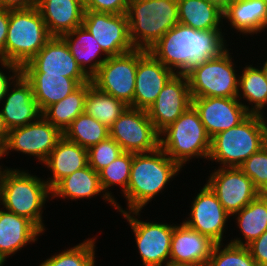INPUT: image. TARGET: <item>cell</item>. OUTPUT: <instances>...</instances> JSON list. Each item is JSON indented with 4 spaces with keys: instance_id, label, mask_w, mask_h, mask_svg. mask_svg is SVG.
Segmentation results:
<instances>
[{
    "instance_id": "obj_20",
    "label": "cell",
    "mask_w": 267,
    "mask_h": 266,
    "mask_svg": "<svg viewBox=\"0 0 267 266\" xmlns=\"http://www.w3.org/2000/svg\"><path fill=\"white\" fill-rule=\"evenodd\" d=\"M0 112L9 130L35 122L42 116L32 86L21 73L8 86Z\"/></svg>"
},
{
    "instance_id": "obj_18",
    "label": "cell",
    "mask_w": 267,
    "mask_h": 266,
    "mask_svg": "<svg viewBox=\"0 0 267 266\" xmlns=\"http://www.w3.org/2000/svg\"><path fill=\"white\" fill-rule=\"evenodd\" d=\"M174 75L148 50L138 49L133 108L147 111Z\"/></svg>"
},
{
    "instance_id": "obj_8",
    "label": "cell",
    "mask_w": 267,
    "mask_h": 266,
    "mask_svg": "<svg viewBox=\"0 0 267 266\" xmlns=\"http://www.w3.org/2000/svg\"><path fill=\"white\" fill-rule=\"evenodd\" d=\"M232 51L228 47L219 56L200 62L186 73L192 98L237 97L241 66Z\"/></svg>"
},
{
    "instance_id": "obj_25",
    "label": "cell",
    "mask_w": 267,
    "mask_h": 266,
    "mask_svg": "<svg viewBox=\"0 0 267 266\" xmlns=\"http://www.w3.org/2000/svg\"><path fill=\"white\" fill-rule=\"evenodd\" d=\"M37 8L51 36H62L82 26L84 3L81 0H38Z\"/></svg>"
},
{
    "instance_id": "obj_47",
    "label": "cell",
    "mask_w": 267,
    "mask_h": 266,
    "mask_svg": "<svg viewBox=\"0 0 267 266\" xmlns=\"http://www.w3.org/2000/svg\"><path fill=\"white\" fill-rule=\"evenodd\" d=\"M0 162H1L0 163V198H1V190H2L3 178H4V175H5V173H6V171L8 170L9 167L5 166L4 163L2 164L3 158L1 156H0Z\"/></svg>"
},
{
    "instance_id": "obj_46",
    "label": "cell",
    "mask_w": 267,
    "mask_h": 266,
    "mask_svg": "<svg viewBox=\"0 0 267 266\" xmlns=\"http://www.w3.org/2000/svg\"><path fill=\"white\" fill-rule=\"evenodd\" d=\"M258 117L260 119L262 130H263V143L264 147H267V112L265 110L259 112Z\"/></svg>"
},
{
    "instance_id": "obj_40",
    "label": "cell",
    "mask_w": 267,
    "mask_h": 266,
    "mask_svg": "<svg viewBox=\"0 0 267 266\" xmlns=\"http://www.w3.org/2000/svg\"><path fill=\"white\" fill-rule=\"evenodd\" d=\"M130 0H88L85 10L99 13L123 14L127 12Z\"/></svg>"
},
{
    "instance_id": "obj_28",
    "label": "cell",
    "mask_w": 267,
    "mask_h": 266,
    "mask_svg": "<svg viewBox=\"0 0 267 266\" xmlns=\"http://www.w3.org/2000/svg\"><path fill=\"white\" fill-rule=\"evenodd\" d=\"M61 37L80 68L91 79L108 58L101 46L83 25Z\"/></svg>"
},
{
    "instance_id": "obj_32",
    "label": "cell",
    "mask_w": 267,
    "mask_h": 266,
    "mask_svg": "<svg viewBox=\"0 0 267 266\" xmlns=\"http://www.w3.org/2000/svg\"><path fill=\"white\" fill-rule=\"evenodd\" d=\"M88 90L89 82L82 84L77 90L61 101L48 106L42 112V116L64 133L72 121L84 113V102Z\"/></svg>"
},
{
    "instance_id": "obj_35",
    "label": "cell",
    "mask_w": 267,
    "mask_h": 266,
    "mask_svg": "<svg viewBox=\"0 0 267 266\" xmlns=\"http://www.w3.org/2000/svg\"><path fill=\"white\" fill-rule=\"evenodd\" d=\"M63 136L88 150L109 137V128L94 117L82 113L72 121Z\"/></svg>"
},
{
    "instance_id": "obj_6",
    "label": "cell",
    "mask_w": 267,
    "mask_h": 266,
    "mask_svg": "<svg viewBox=\"0 0 267 266\" xmlns=\"http://www.w3.org/2000/svg\"><path fill=\"white\" fill-rule=\"evenodd\" d=\"M51 37L37 6L9 10L5 62L17 64L21 68L45 46Z\"/></svg>"
},
{
    "instance_id": "obj_12",
    "label": "cell",
    "mask_w": 267,
    "mask_h": 266,
    "mask_svg": "<svg viewBox=\"0 0 267 266\" xmlns=\"http://www.w3.org/2000/svg\"><path fill=\"white\" fill-rule=\"evenodd\" d=\"M159 132L149 119L148 112L128 106L109 128L123 152L148 153L160 147Z\"/></svg>"
},
{
    "instance_id": "obj_22",
    "label": "cell",
    "mask_w": 267,
    "mask_h": 266,
    "mask_svg": "<svg viewBox=\"0 0 267 266\" xmlns=\"http://www.w3.org/2000/svg\"><path fill=\"white\" fill-rule=\"evenodd\" d=\"M215 242L189 228L176 223L170 246V262L207 266Z\"/></svg>"
},
{
    "instance_id": "obj_2",
    "label": "cell",
    "mask_w": 267,
    "mask_h": 266,
    "mask_svg": "<svg viewBox=\"0 0 267 266\" xmlns=\"http://www.w3.org/2000/svg\"><path fill=\"white\" fill-rule=\"evenodd\" d=\"M183 168L159 147L148 153H133L130 179L126 192L121 196L126 208L120 213L143 210L163 192ZM170 183V184H169Z\"/></svg>"
},
{
    "instance_id": "obj_15",
    "label": "cell",
    "mask_w": 267,
    "mask_h": 266,
    "mask_svg": "<svg viewBox=\"0 0 267 266\" xmlns=\"http://www.w3.org/2000/svg\"><path fill=\"white\" fill-rule=\"evenodd\" d=\"M82 25L93 35L108 57L134 49L126 13L110 14L85 10Z\"/></svg>"
},
{
    "instance_id": "obj_27",
    "label": "cell",
    "mask_w": 267,
    "mask_h": 266,
    "mask_svg": "<svg viewBox=\"0 0 267 266\" xmlns=\"http://www.w3.org/2000/svg\"><path fill=\"white\" fill-rule=\"evenodd\" d=\"M31 84L34 99L43 112L48 106L64 99L77 90L82 84L91 80H74L62 75L46 74V72H20Z\"/></svg>"
},
{
    "instance_id": "obj_34",
    "label": "cell",
    "mask_w": 267,
    "mask_h": 266,
    "mask_svg": "<svg viewBox=\"0 0 267 266\" xmlns=\"http://www.w3.org/2000/svg\"><path fill=\"white\" fill-rule=\"evenodd\" d=\"M133 160V153L123 152L108 166L98 172L100 185L106 196L114 203L115 211L120 212V208L123 206L117 202L116 196L111 190L116 187H120V193L123 195L128 187L130 179V172Z\"/></svg>"
},
{
    "instance_id": "obj_11",
    "label": "cell",
    "mask_w": 267,
    "mask_h": 266,
    "mask_svg": "<svg viewBox=\"0 0 267 266\" xmlns=\"http://www.w3.org/2000/svg\"><path fill=\"white\" fill-rule=\"evenodd\" d=\"M199 185L201 187L199 192L197 194L195 192V197L190 200V212L182 222L215 243L228 242L230 238L227 239L225 234L228 231V222L231 223V215L223 208L216 194L206 183Z\"/></svg>"
},
{
    "instance_id": "obj_23",
    "label": "cell",
    "mask_w": 267,
    "mask_h": 266,
    "mask_svg": "<svg viewBox=\"0 0 267 266\" xmlns=\"http://www.w3.org/2000/svg\"><path fill=\"white\" fill-rule=\"evenodd\" d=\"M44 233L28 218L0 206V254L7 261L26 246L38 243Z\"/></svg>"
},
{
    "instance_id": "obj_13",
    "label": "cell",
    "mask_w": 267,
    "mask_h": 266,
    "mask_svg": "<svg viewBox=\"0 0 267 266\" xmlns=\"http://www.w3.org/2000/svg\"><path fill=\"white\" fill-rule=\"evenodd\" d=\"M137 64L136 48L121 55L108 57L91 78L92 85L133 107Z\"/></svg>"
},
{
    "instance_id": "obj_17",
    "label": "cell",
    "mask_w": 267,
    "mask_h": 266,
    "mask_svg": "<svg viewBox=\"0 0 267 266\" xmlns=\"http://www.w3.org/2000/svg\"><path fill=\"white\" fill-rule=\"evenodd\" d=\"M20 72H46L74 80H91L80 68L65 40L60 36H52L45 46L20 68Z\"/></svg>"
},
{
    "instance_id": "obj_42",
    "label": "cell",
    "mask_w": 267,
    "mask_h": 266,
    "mask_svg": "<svg viewBox=\"0 0 267 266\" xmlns=\"http://www.w3.org/2000/svg\"><path fill=\"white\" fill-rule=\"evenodd\" d=\"M247 248L258 266H267V231L247 245Z\"/></svg>"
},
{
    "instance_id": "obj_24",
    "label": "cell",
    "mask_w": 267,
    "mask_h": 266,
    "mask_svg": "<svg viewBox=\"0 0 267 266\" xmlns=\"http://www.w3.org/2000/svg\"><path fill=\"white\" fill-rule=\"evenodd\" d=\"M97 196L115 209L114 203L101 188L98 172L89 165L63 178L51 189V201L53 203V199L57 198L63 201L70 200L78 203L77 201L79 200L84 201L85 199L90 201L92 198L96 199Z\"/></svg>"
},
{
    "instance_id": "obj_31",
    "label": "cell",
    "mask_w": 267,
    "mask_h": 266,
    "mask_svg": "<svg viewBox=\"0 0 267 266\" xmlns=\"http://www.w3.org/2000/svg\"><path fill=\"white\" fill-rule=\"evenodd\" d=\"M247 63L240 68L237 98L250 114H258L267 111V80L258 65Z\"/></svg>"
},
{
    "instance_id": "obj_19",
    "label": "cell",
    "mask_w": 267,
    "mask_h": 266,
    "mask_svg": "<svg viewBox=\"0 0 267 266\" xmlns=\"http://www.w3.org/2000/svg\"><path fill=\"white\" fill-rule=\"evenodd\" d=\"M192 105L210 138L238 125L250 114L237 97L192 98Z\"/></svg>"
},
{
    "instance_id": "obj_44",
    "label": "cell",
    "mask_w": 267,
    "mask_h": 266,
    "mask_svg": "<svg viewBox=\"0 0 267 266\" xmlns=\"http://www.w3.org/2000/svg\"><path fill=\"white\" fill-rule=\"evenodd\" d=\"M38 0H0V8L7 10L28 9L37 6Z\"/></svg>"
},
{
    "instance_id": "obj_14",
    "label": "cell",
    "mask_w": 267,
    "mask_h": 266,
    "mask_svg": "<svg viewBox=\"0 0 267 266\" xmlns=\"http://www.w3.org/2000/svg\"><path fill=\"white\" fill-rule=\"evenodd\" d=\"M209 172L206 184L231 216L261 194L238 167H215Z\"/></svg>"
},
{
    "instance_id": "obj_36",
    "label": "cell",
    "mask_w": 267,
    "mask_h": 266,
    "mask_svg": "<svg viewBox=\"0 0 267 266\" xmlns=\"http://www.w3.org/2000/svg\"><path fill=\"white\" fill-rule=\"evenodd\" d=\"M97 237L98 235L96 237L93 235L92 238L88 237L74 247L69 246L59 253L55 252L37 266H96Z\"/></svg>"
},
{
    "instance_id": "obj_9",
    "label": "cell",
    "mask_w": 267,
    "mask_h": 266,
    "mask_svg": "<svg viewBox=\"0 0 267 266\" xmlns=\"http://www.w3.org/2000/svg\"><path fill=\"white\" fill-rule=\"evenodd\" d=\"M141 213L144 212L136 210L122 212L119 215L126 220L134 234L135 250L139 253L141 266H165L170 262L171 238L176 225L174 223L177 222L168 224L166 220L157 222L151 221L148 217L144 221Z\"/></svg>"
},
{
    "instance_id": "obj_43",
    "label": "cell",
    "mask_w": 267,
    "mask_h": 266,
    "mask_svg": "<svg viewBox=\"0 0 267 266\" xmlns=\"http://www.w3.org/2000/svg\"><path fill=\"white\" fill-rule=\"evenodd\" d=\"M9 27V10L0 8V61H5V42Z\"/></svg>"
},
{
    "instance_id": "obj_48",
    "label": "cell",
    "mask_w": 267,
    "mask_h": 266,
    "mask_svg": "<svg viewBox=\"0 0 267 266\" xmlns=\"http://www.w3.org/2000/svg\"><path fill=\"white\" fill-rule=\"evenodd\" d=\"M264 59L266 60V61H264ZM263 59V63L261 64V63H258L257 62V65H259V67L262 69V71H263V73H264V75H265V78H266V80H267V56H266V58H264Z\"/></svg>"
},
{
    "instance_id": "obj_33",
    "label": "cell",
    "mask_w": 267,
    "mask_h": 266,
    "mask_svg": "<svg viewBox=\"0 0 267 266\" xmlns=\"http://www.w3.org/2000/svg\"><path fill=\"white\" fill-rule=\"evenodd\" d=\"M128 107L123 101L98 90L89 82V90L85 97L84 113L110 128Z\"/></svg>"
},
{
    "instance_id": "obj_50",
    "label": "cell",
    "mask_w": 267,
    "mask_h": 266,
    "mask_svg": "<svg viewBox=\"0 0 267 266\" xmlns=\"http://www.w3.org/2000/svg\"><path fill=\"white\" fill-rule=\"evenodd\" d=\"M165 266H199V265H193V264H182V263H173L169 262Z\"/></svg>"
},
{
    "instance_id": "obj_26",
    "label": "cell",
    "mask_w": 267,
    "mask_h": 266,
    "mask_svg": "<svg viewBox=\"0 0 267 266\" xmlns=\"http://www.w3.org/2000/svg\"><path fill=\"white\" fill-rule=\"evenodd\" d=\"M42 165L51 172L45 181L52 189L60 180L88 165V150L63 136Z\"/></svg>"
},
{
    "instance_id": "obj_39",
    "label": "cell",
    "mask_w": 267,
    "mask_h": 266,
    "mask_svg": "<svg viewBox=\"0 0 267 266\" xmlns=\"http://www.w3.org/2000/svg\"><path fill=\"white\" fill-rule=\"evenodd\" d=\"M121 153L120 145L111 137L99 142L88 149V165L96 172H99L111 162H113Z\"/></svg>"
},
{
    "instance_id": "obj_5",
    "label": "cell",
    "mask_w": 267,
    "mask_h": 266,
    "mask_svg": "<svg viewBox=\"0 0 267 266\" xmlns=\"http://www.w3.org/2000/svg\"><path fill=\"white\" fill-rule=\"evenodd\" d=\"M126 15L136 49L149 50L179 23L177 0H130Z\"/></svg>"
},
{
    "instance_id": "obj_45",
    "label": "cell",
    "mask_w": 267,
    "mask_h": 266,
    "mask_svg": "<svg viewBox=\"0 0 267 266\" xmlns=\"http://www.w3.org/2000/svg\"><path fill=\"white\" fill-rule=\"evenodd\" d=\"M9 135V129L5 124V121L0 112V151L5 146Z\"/></svg>"
},
{
    "instance_id": "obj_7",
    "label": "cell",
    "mask_w": 267,
    "mask_h": 266,
    "mask_svg": "<svg viewBox=\"0 0 267 266\" xmlns=\"http://www.w3.org/2000/svg\"><path fill=\"white\" fill-rule=\"evenodd\" d=\"M264 146L263 130L257 114H249L238 125L211 138L207 162L217 167H239Z\"/></svg>"
},
{
    "instance_id": "obj_30",
    "label": "cell",
    "mask_w": 267,
    "mask_h": 266,
    "mask_svg": "<svg viewBox=\"0 0 267 266\" xmlns=\"http://www.w3.org/2000/svg\"><path fill=\"white\" fill-rule=\"evenodd\" d=\"M179 23L190 26L195 30H223L224 27L223 9L206 0H177Z\"/></svg>"
},
{
    "instance_id": "obj_21",
    "label": "cell",
    "mask_w": 267,
    "mask_h": 266,
    "mask_svg": "<svg viewBox=\"0 0 267 266\" xmlns=\"http://www.w3.org/2000/svg\"><path fill=\"white\" fill-rule=\"evenodd\" d=\"M224 26L230 31L254 38L267 31V6L263 0H230L223 10ZM234 29V31H233ZM258 34V35H257ZM260 34V35H259ZM249 35V36H248Z\"/></svg>"
},
{
    "instance_id": "obj_51",
    "label": "cell",
    "mask_w": 267,
    "mask_h": 266,
    "mask_svg": "<svg viewBox=\"0 0 267 266\" xmlns=\"http://www.w3.org/2000/svg\"><path fill=\"white\" fill-rule=\"evenodd\" d=\"M6 260L0 254V266H4L6 264Z\"/></svg>"
},
{
    "instance_id": "obj_1",
    "label": "cell",
    "mask_w": 267,
    "mask_h": 266,
    "mask_svg": "<svg viewBox=\"0 0 267 266\" xmlns=\"http://www.w3.org/2000/svg\"><path fill=\"white\" fill-rule=\"evenodd\" d=\"M222 30H195L178 23L149 52L175 74H186L193 66L219 56L229 45Z\"/></svg>"
},
{
    "instance_id": "obj_41",
    "label": "cell",
    "mask_w": 267,
    "mask_h": 266,
    "mask_svg": "<svg viewBox=\"0 0 267 266\" xmlns=\"http://www.w3.org/2000/svg\"><path fill=\"white\" fill-rule=\"evenodd\" d=\"M19 74L20 67L17 64L0 61V103L8 86Z\"/></svg>"
},
{
    "instance_id": "obj_16",
    "label": "cell",
    "mask_w": 267,
    "mask_h": 266,
    "mask_svg": "<svg viewBox=\"0 0 267 266\" xmlns=\"http://www.w3.org/2000/svg\"><path fill=\"white\" fill-rule=\"evenodd\" d=\"M192 105V96L186 74H175L147 110L149 119L160 133L174 123Z\"/></svg>"
},
{
    "instance_id": "obj_4",
    "label": "cell",
    "mask_w": 267,
    "mask_h": 266,
    "mask_svg": "<svg viewBox=\"0 0 267 266\" xmlns=\"http://www.w3.org/2000/svg\"><path fill=\"white\" fill-rule=\"evenodd\" d=\"M160 148L184 170L192 160L209 157L211 138L208 136L198 111L191 105L172 124L159 134Z\"/></svg>"
},
{
    "instance_id": "obj_10",
    "label": "cell",
    "mask_w": 267,
    "mask_h": 266,
    "mask_svg": "<svg viewBox=\"0 0 267 266\" xmlns=\"http://www.w3.org/2000/svg\"><path fill=\"white\" fill-rule=\"evenodd\" d=\"M62 137L63 133L41 116L35 122L9 130L0 156L4 159L11 155V152L25 154V157H33L32 160L42 166Z\"/></svg>"
},
{
    "instance_id": "obj_38",
    "label": "cell",
    "mask_w": 267,
    "mask_h": 266,
    "mask_svg": "<svg viewBox=\"0 0 267 266\" xmlns=\"http://www.w3.org/2000/svg\"><path fill=\"white\" fill-rule=\"evenodd\" d=\"M262 194H267V147L253 153L238 167Z\"/></svg>"
},
{
    "instance_id": "obj_3",
    "label": "cell",
    "mask_w": 267,
    "mask_h": 266,
    "mask_svg": "<svg viewBox=\"0 0 267 266\" xmlns=\"http://www.w3.org/2000/svg\"><path fill=\"white\" fill-rule=\"evenodd\" d=\"M26 168L9 167L1 190L0 206L12 213L31 220L44 234L46 228L44 209L51 201V189L45 181Z\"/></svg>"
},
{
    "instance_id": "obj_29",
    "label": "cell",
    "mask_w": 267,
    "mask_h": 266,
    "mask_svg": "<svg viewBox=\"0 0 267 266\" xmlns=\"http://www.w3.org/2000/svg\"><path fill=\"white\" fill-rule=\"evenodd\" d=\"M231 220H234L237 230L239 229L238 235L241 233L242 237L234 236L228 242L238 246L249 245L267 231V194L261 193L242 210L233 214Z\"/></svg>"
},
{
    "instance_id": "obj_49",
    "label": "cell",
    "mask_w": 267,
    "mask_h": 266,
    "mask_svg": "<svg viewBox=\"0 0 267 266\" xmlns=\"http://www.w3.org/2000/svg\"><path fill=\"white\" fill-rule=\"evenodd\" d=\"M206 1L219 5L224 10L226 3L230 0H206Z\"/></svg>"
},
{
    "instance_id": "obj_37",
    "label": "cell",
    "mask_w": 267,
    "mask_h": 266,
    "mask_svg": "<svg viewBox=\"0 0 267 266\" xmlns=\"http://www.w3.org/2000/svg\"><path fill=\"white\" fill-rule=\"evenodd\" d=\"M207 266H258L247 246L215 243Z\"/></svg>"
},
{
    "instance_id": "obj_52",
    "label": "cell",
    "mask_w": 267,
    "mask_h": 266,
    "mask_svg": "<svg viewBox=\"0 0 267 266\" xmlns=\"http://www.w3.org/2000/svg\"><path fill=\"white\" fill-rule=\"evenodd\" d=\"M84 4L88 1V0H81Z\"/></svg>"
}]
</instances>
